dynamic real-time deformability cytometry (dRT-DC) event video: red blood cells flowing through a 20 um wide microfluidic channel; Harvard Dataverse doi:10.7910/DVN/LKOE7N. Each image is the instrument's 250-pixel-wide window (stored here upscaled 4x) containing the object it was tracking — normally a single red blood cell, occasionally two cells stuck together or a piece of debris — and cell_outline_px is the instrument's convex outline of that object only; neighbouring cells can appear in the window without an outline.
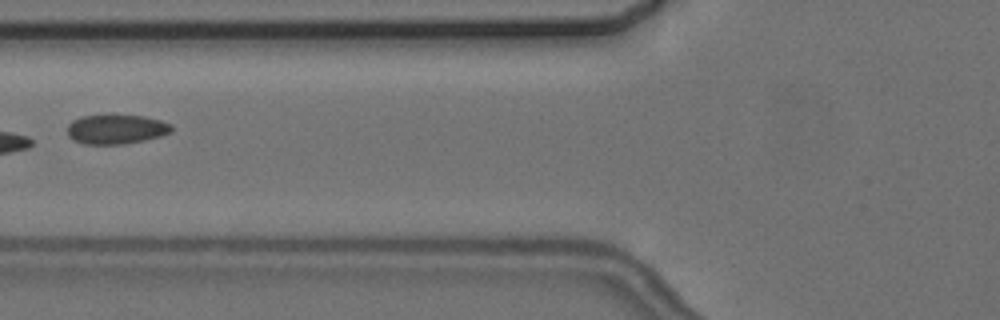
{"species": "common noctule bat (a hibernating species)", "species_latin": "Nyctalus noctula", "temperature_condition": "cold", "stored_images_in_passage": 9, "camera_frame_rate_fps": 3000, "um_per_image_px": 0.085, "animal": {"sex": "female", "body_mass_g": 24.6, "forearm_length_mm": 56.2}, "frame": {"image": 1, "passage_image": 6, "time_ms": 6.333, "image_size_px": [1000, 320], "cell_outline_px": [[172, 132], [160, 136], [144, 140], [124, 144], [84, 144], [72, 140], [68, 136], [68, 124], [72, 120], [80, 116], [144, 116], [160, 120], [172, 124]], "centroid_in_image_um": [9.87, 11.0], "position_along_channel_um": 115.9, "area_um2": 17.8}}
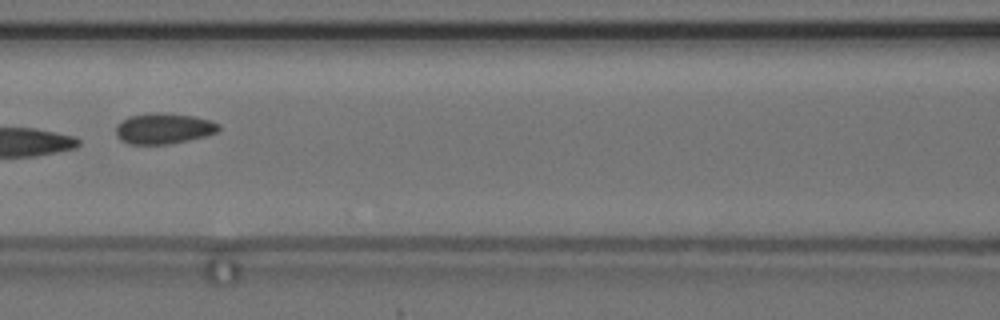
{"frame": {"image": 2, "passage_image": 7, "time_ms": 7.333, "image_size_px": [1000, 320], "cell_outline_px": [[220, 128], [216, 132], [204, 136], [188, 140], [168, 144], [128, 144], [120, 140], [116, 136], [116, 128], [128, 116], [156, 112], [164, 112], [196, 116], [220, 124]], "centroid_in_image_um": [13.91, 10.92], "position_along_channel_um": 152.7, "area_um2": 18.38}}